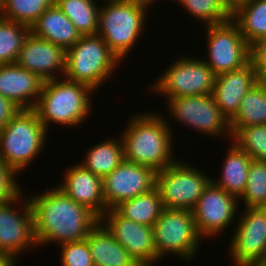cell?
Masks as SVG:
<instances>
[{"instance_id": "obj_1", "label": "cell", "mask_w": 266, "mask_h": 266, "mask_svg": "<svg viewBox=\"0 0 266 266\" xmlns=\"http://www.w3.org/2000/svg\"><path fill=\"white\" fill-rule=\"evenodd\" d=\"M28 198L37 247L50 242L62 244L83 240L99 223L92 211L76 203L58 187Z\"/></svg>"}, {"instance_id": "obj_2", "label": "cell", "mask_w": 266, "mask_h": 266, "mask_svg": "<svg viewBox=\"0 0 266 266\" xmlns=\"http://www.w3.org/2000/svg\"><path fill=\"white\" fill-rule=\"evenodd\" d=\"M136 115L120 136L125 160L153 168L156 172L172 165L177 159L174 160L171 154L174 135L167 119L153 112Z\"/></svg>"}, {"instance_id": "obj_3", "label": "cell", "mask_w": 266, "mask_h": 266, "mask_svg": "<svg viewBox=\"0 0 266 266\" xmlns=\"http://www.w3.org/2000/svg\"><path fill=\"white\" fill-rule=\"evenodd\" d=\"M92 92L95 91L91 87L66 78L44 81L33 110L46 130L51 122L75 127L87 119Z\"/></svg>"}, {"instance_id": "obj_4", "label": "cell", "mask_w": 266, "mask_h": 266, "mask_svg": "<svg viewBox=\"0 0 266 266\" xmlns=\"http://www.w3.org/2000/svg\"><path fill=\"white\" fill-rule=\"evenodd\" d=\"M99 7L97 35L107 44L120 61L126 57L145 24L149 4L137 0H104Z\"/></svg>"}, {"instance_id": "obj_5", "label": "cell", "mask_w": 266, "mask_h": 266, "mask_svg": "<svg viewBox=\"0 0 266 266\" xmlns=\"http://www.w3.org/2000/svg\"><path fill=\"white\" fill-rule=\"evenodd\" d=\"M47 132L33 109H19L0 131V160L20 173L43 150Z\"/></svg>"}, {"instance_id": "obj_6", "label": "cell", "mask_w": 266, "mask_h": 266, "mask_svg": "<svg viewBox=\"0 0 266 266\" xmlns=\"http://www.w3.org/2000/svg\"><path fill=\"white\" fill-rule=\"evenodd\" d=\"M119 62L99 35H81L66 51L64 78L95 91L115 71Z\"/></svg>"}, {"instance_id": "obj_7", "label": "cell", "mask_w": 266, "mask_h": 266, "mask_svg": "<svg viewBox=\"0 0 266 266\" xmlns=\"http://www.w3.org/2000/svg\"><path fill=\"white\" fill-rule=\"evenodd\" d=\"M154 246L161 259L168 254L192 259L197 255L202 237L197 231L193 212L189 209L164 208L154 224Z\"/></svg>"}, {"instance_id": "obj_8", "label": "cell", "mask_w": 266, "mask_h": 266, "mask_svg": "<svg viewBox=\"0 0 266 266\" xmlns=\"http://www.w3.org/2000/svg\"><path fill=\"white\" fill-rule=\"evenodd\" d=\"M211 182L212 178L198 168L177 160L156 175V187L164 208L192 211Z\"/></svg>"}, {"instance_id": "obj_9", "label": "cell", "mask_w": 266, "mask_h": 266, "mask_svg": "<svg viewBox=\"0 0 266 266\" xmlns=\"http://www.w3.org/2000/svg\"><path fill=\"white\" fill-rule=\"evenodd\" d=\"M169 67L152 85L154 92L167 95L168 101L175 97L212 95L216 75L203 59L182 56Z\"/></svg>"}, {"instance_id": "obj_10", "label": "cell", "mask_w": 266, "mask_h": 266, "mask_svg": "<svg viewBox=\"0 0 266 266\" xmlns=\"http://www.w3.org/2000/svg\"><path fill=\"white\" fill-rule=\"evenodd\" d=\"M206 27L209 55L204 61L216 76L240 69L250 61V46L232 19Z\"/></svg>"}, {"instance_id": "obj_11", "label": "cell", "mask_w": 266, "mask_h": 266, "mask_svg": "<svg viewBox=\"0 0 266 266\" xmlns=\"http://www.w3.org/2000/svg\"><path fill=\"white\" fill-rule=\"evenodd\" d=\"M167 103L170 116L178 122L208 136L223 137L226 134L232 139L229 121L221 113L212 95L175 97Z\"/></svg>"}, {"instance_id": "obj_12", "label": "cell", "mask_w": 266, "mask_h": 266, "mask_svg": "<svg viewBox=\"0 0 266 266\" xmlns=\"http://www.w3.org/2000/svg\"><path fill=\"white\" fill-rule=\"evenodd\" d=\"M245 209L229 245L236 266H251L266 260V207Z\"/></svg>"}, {"instance_id": "obj_13", "label": "cell", "mask_w": 266, "mask_h": 266, "mask_svg": "<svg viewBox=\"0 0 266 266\" xmlns=\"http://www.w3.org/2000/svg\"><path fill=\"white\" fill-rule=\"evenodd\" d=\"M99 222L140 266H153L161 260L154 246L152 227L125 219L115 209H108Z\"/></svg>"}, {"instance_id": "obj_14", "label": "cell", "mask_w": 266, "mask_h": 266, "mask_svg": "<svg viewBox=\"0 0 266 266\" xmlns=\"http://www.w3.org/2000/svg\"><path fill=\"white\" fill-rule=\"evenodd\" d=\"M22 196L21 192L15 199L0 203V255L18 257L26 248L37 246L31 203ZM21 200L23 204L18 203ZM14 203L21 205L22 213Z\"/></svg>"}, {"instance_id": "obj_15", "label": "cell", "mask_w": 266, "mask_h": 266, "mask_svg": "<svg viewBox=\"0 0 266 266\" xmlns=\"http://www.w3.org/2000/svg\"><path fill=\"white\" fill-rule=\"evenodd\" d=\"M156 175L157 172L153 168L124 160L103 178L107 210L155 188Z\"/></svg>"}, {"instance_id": "obj_16", "label": "cell", "mask_w": 266, "mask_h": 266, "mask_svg": "<svg viewBox=\"0 0 266 266\" xmlns=\"http://www.w3.org/2000/svg\"><path fill=\"white\" fill-rule=\"evenodd\" d=\"M237 203L235 196L211 182L192 210L199 235L209 239L224 232L237 215Z\"/></svg>"}, {"instance_id": "obj_17", "label": "cell", "mask_w": 266, "mask_h": 266, "mask_svg": "<svg viewBox=\"0 0 266 266\" xmlns=\"http://www.w3.org/2000/svg\"><path fill=\"white\" fill-rule=\"evenodd\" d=\"M65 60L66 51L63 48L36 37L30 32L15 64L38 75L43 81H48L59 78L60 76L55 75L58 71L64 76Z\"/></svg>"}, {"instance_id": "obj_18", "label": "cell", "mask_w": 266, "mask_h": 266, "mask_svg": "<svg viewBox=\"0 0 266 266\" xmlns=\"http://www.w3.org/2000/svg\"><path fill=\"white\" fill-rule=\"evenodd\" d=\"M258 82L251 61L240 69L215 77L212 96L223 116L230 122L238 113L242 98Z\"/></svg>"}, {"instance_id": "obj_19", "label": "cell", "mask_w": 266, "mask_h": 266, "mask_svg": "<svg viewBox=\"0 0 266 266\" xmlns=\"http://www.w3.org/2000/svg\"><path fill=\"white\" fill-rule=\"evenodd\" d=\"M64 178L57 187L69 198L87 207L98 218L107 211L103 178L85 169L80 163L68 168Z\"/></svg>"}, {"instance_id": "obj_20", "label": "cell", "mask_w": 266, "mask_h": 266, "mask_svg": "<svg viewBox=\"0 0 266 266\" xmlns=\"http://www.w3.org/2000/svg\"><path fill=\"white\" fill-rule=\"evenodd\" d=\"M44 81L15 63L0 65V95L19 109H33ZM33 98V99H31Z\"/></svg>"}, {"instance_id": "obj_21", "label": "cell", "mask_w": 266, "mask_h": 266, "mask_svg": "<svg viewBox=\"0 0 266 266\" xmlns=\"http://www.w3.org/2000/svg\"><path fill=\"white\" fill-rule=\"evenodd\" d=\"M30 32L36 37L58 45L65 51L70 49L81 36L75 25L56 4L38 17L30 27Z\"/></svg>"}, {"instance_id": "obj_22", "label": "cell", "mask_w": 266, "mask_h": 266, "mask_svg": "<svg viewBox=\"0 0 266 266\" xmlns=\"http://www.w3.org/2000/svg\"><path fill=\"white\" fill-rule=\"evenodd\" d=\"M85 239L94 266H140L100 222Z\"/></svg>"}, {"instance_id": "obj_23", "label": "cell", "mask_w": 266, "mask_h": 266, "mask_svg": "<svg viewBox=\"0 0 266 266\" xmlns=\"http://www.w3.org/2000/svg\"><path fill=\"white\" fill-rule=\"evenodd\" d=\"M226 154L221 179L212 178V183L240 200L246 190L249 166L253 159L234 142Z\"/></svg>"}, {"instance_id": "obj_24", "label": "cell", "mask_w": 266, "mask_h": 266, "mask_svg": "<svg viewBox=\"0 0 266 266\" xmlns=\"http://www.w3.org/2000/svg\"><path fill=\"white\" fill-rule=\"evenodd\" d=\"M232 20L249 46L266 37V0H244L232 8Z\"/></svg>"}, {"instance_id": "obj_25", "label": "cell", "mask_w": 266, "mask_h": 266, "mask_svg": "<svg viewBox=\"0 0 266 266\" xmlns=\"http://www.w3.org/2000/svg\"><path fill=\"white\" fill-rule=\"evenodd\" d=\"M122 217L153 227L164 207L157 187L114 208Z\"/></svg>"}, {"instance_id": "obj_26", "label": "cell", "mask_w": 266, "mask_h": 266, "mask_svg": "<svg viewBox=\"0 0 266 266\" xmlns=\"http://www.w3.org/2000/svg\"><path fill=\"white\" fill-rule=\"evenodd\" d=\"M266 124V83L258 81L242 98L240 109L229 122L231 135L240 128Z\"/></svg>"}, {"instance_id": "obj_27", "label": "cell", "mask_w": 266, "mask_h": 266, "mask_svg": "<svg viewBox=\"0 0 266 266\" xmlns=\"http://www.w3.org/2000/svg\"><path fill=\"white\" fill-rule=\"evenodd\" d=\"M86 155L85 161L80 164L93 174L104 178L125 160L121 137L119 140H104L92 146Z\"/></svg>"}, {"instance_id": "obj_28", "label": "cell", "mask_w": 266, "mask_h": 266, "mask_svg": "<svg viewBox=\"0 0 266 266\" xmlns=\"http://www.w3.org/2000/svg\"><path fill=\"white\" fill-rule=\"evenodd\" d=\"M80 35H95L98 30L99 6L94 0H55Z\"/></svg>"}, {"instance_id": "obj_29", "label": "cell", "mask_w": 266, "mask_h": 266, "mask_svg": "<svg viewBox=\"0 0 266 266\" xmlns=\"http://www.w3.org/2000/svg\"><path fill=\"white\" fill-rule=\"evenodd\" d=\"M55 0H0V17L29 28Z\"/></svg>"}, {"instance_id": "obj_30", "label": "cell", "mask_w": 266, "mask_h": 266, "mask_svg": "<svg viewBox=\"0 0 266 266\" xmlns=\"http://www.w3.org/2000/svg\"><path fill=\"white\" fill-rule=\"evenodd\" d=\"M30 28L0 17V65L15 63Z\"/></svg>"}, {"instance_id": "obj_31", "label": "cell", "mask_w": 266, "mask_h": 266, "mask_svg": "<svg viewBox=\"0 0 266 266\" xmlns=\"http://www.w3.org/2000/svg\"><path fill=\"white\" fill-rule=\"evenodd\" d=\"M190 15L208 25L221 24L232 19V7L226 0H176Z\"/></svg>"}, {"instance_id": "obj_32", "label": "cell", "mask_w": 266, "mask_h": 266, "mask_svg": "<svg viewBox=\"0 0 266 266\" xmlns=\"http://www.w3.org/2000/svg\"><path fill=\"white\" fill-rule=\"evenodd\" d=\"M240 199H243L245 208L266 207V161H251L246 190Z\"/></svg>"}, {"instance_id": "obj_33", "label": "cell", "mask_w": 266, "mask_h": 266, "mask_svg": "<svg viewBox=\"0 0 266 266\" xmlns=\"http://www.w3.org/2000/svg\"><path fill=\"white\" fill-rule=\"evenodd\" d=\"M232 138L253 160L266 161V124L242 127Z\"/></svg>"}, {"instance_id": "obj_34", "label": "cell", "mask_w": 266, "mask_h": 266, "mask_svg": "<svg viewBox=\"0 0 266 266\" xmlns=\"http://www.w3.org/2000/svg\"><path fill=\"white\" fill-rule=\"evenodd\" d=\"M61 266H94L86 239L61 245Z\"/></svg>"}, {"instance_id": "obj_35", "label": "cell", "mask_w": 266, "mask_h": 266, "mask_svg": "<svg viewBox=\"0 0 266 266\" xmlns=\"http://www.w3.org/2000/svg\"><path fill=\"white\" fill-rule=\"evenodd\" d=\"M18 174L0 160V203L15 199L22 191L15 180Z\"/></svg>"}, {"instance_id": "obj_36", "label": "cell", "mask_w": 266, "mask_h": 266, "mask_svg": "<svg viewBox=\"0 0 266 266\" xmlns=\"http://www.w3.org/2000/svg\"><path fill=\"white\" fill-rule=\"evenodd\" d=\"M250 61L254 66L257 80L266 83V37L250 46Z\"/></svg>"}, {"instance_id": "obj_37", "label": "cell", "mask_w": 266, "mask_h": 266, "mask_svg": "<svg viewBox=\"0 0 266 266\" xmlns=\"http://www.w3.org/2000/svg\"><path fill=\"white\" fill-rule=\"evenodd\" d=\"M19 108L0 95V131L8 124Z\"/></svg>"}, {"instance_id": "obj_38", "label": "cell", "mask_w": 266, "mask_h": 266, "mask_svg": "<svg viewBox=\"0 0 266 266\" xmlns=\"http://www.w3.org/2000/svg\"><path fill=\"white\" fill-rule=\"evenodd\" d=\"M16 258L11 255H0V266H14L15 262H17Z\"/></svg>"}, {"instance_id": "obj_39", "label": "cell", "mask_w": 266, "mask_h": 266, "mask_svg": "<svg viewBox=\"0 0 266 266\" xmlns=\"http://www.w3.org/2000/svg\"><path fill=\"white\" fill-rule=\"evenodd\" d=\"M229 5L233 8L236 4H238L239 2H242L244 0H226Z\"/></svg>"}, {"instance_id": "obj_40", "label": "cell", "mask_w": 266, "mask_h": 266, "mask_svg": "<svg viewBox=\"0 0 266 266\" xmlns=\"http://www.w3.org/2000/svg\"><path fill=\"white\" fill-rule=\"evenodd\" d=\"M137 1H141V2H144V3H147L151 6V4H154L156 2V0H137ZM154 2V3H153Z\"/></svg>"}, {"instance_id": "obj_41", "label": "cell", "mask_w": 266, "mask_h": 266, "mask_svg": "<svg viewBox=\"0 0 266 266\" xmlns=\"http://www.w3.org/2000/svg\"><path fill=\"white\" fill-rule=\"evenodd\" d=\"M251 266H266V260L261 261V262H257L256 264H253Z\"/></svg>"}]
</instances>
